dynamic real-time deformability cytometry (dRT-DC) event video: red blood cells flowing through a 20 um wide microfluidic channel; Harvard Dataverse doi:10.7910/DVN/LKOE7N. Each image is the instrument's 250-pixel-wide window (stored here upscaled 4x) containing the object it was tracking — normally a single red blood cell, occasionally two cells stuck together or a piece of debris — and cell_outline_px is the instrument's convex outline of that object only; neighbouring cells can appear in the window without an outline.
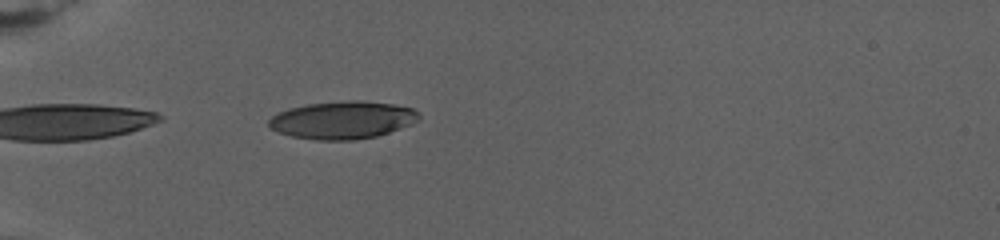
{"species": "human", "species_latin": "Homo sapiens", "temperature_condition": "warm", "stored_images_in_passage": 61, "camera_frame_rate_fps": 3000, "um_per_image_px": 0.085, "donor": {"sex": "female"}, "frame": {"image": 1, "passage_image": 5, "time_ms": 1.333, "image_size_px": [1000, 240], "cell_outline_px": [[420, 116], [416, 120], [408, 124], [388, 132], [376, 136], [352, 140], [316, 140], [292, 136], [268, 128], [268, 120], [276, 112], [288, 108], [308, 104], [352, 100], [356, 100], [392, 104], [412, 108], [420, 112]], "centroid_in_image_um": [29.05, 10.2], "position_along_channel_um": 55.9, "area_um2": 32.66}}
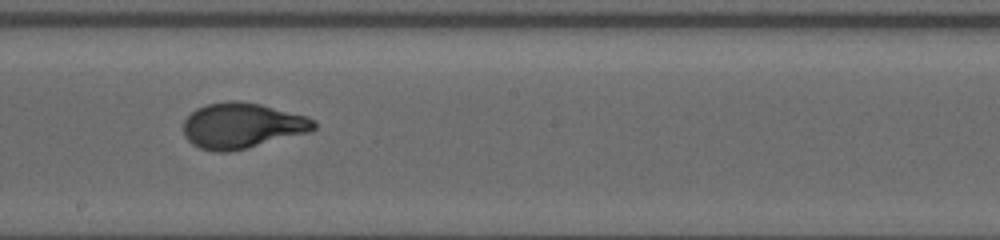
{"frame": {"image": 2, "passage_image": 26, "time_ms": 8.667, "image_size_px": [1000, 240], "cell_outline_px": [[316, 128], [312, 132], [248, 148], [228, 152], [216, 152], [200, 148], [192, 144], [184, 136], [184, 120], [196, 108], [208, 104], [228, 100], [240, 100], [260, 104], [308, 116], [316, 120]], "centroid_in_image_um": [20.61, 10.68], "position_along_channel_um": 227.6, "area_um2": 35.03}}
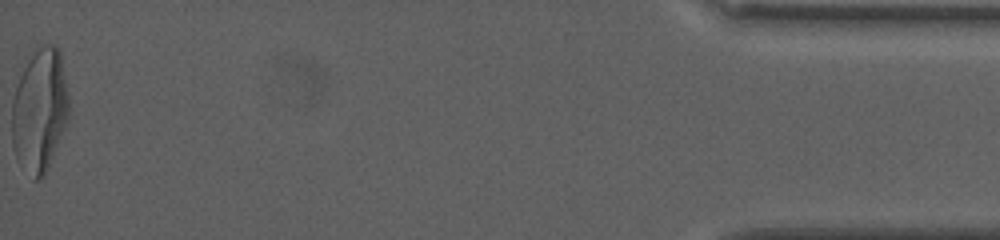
{"frame": {"image": 3, "passage_image": 61, "time_ms": 19.667, "image_size_px": [1000, 240], "cell_outline_px": [[68, 120], [48, 168], [44, 176], [36, 180], [32, 180], [16, 160], [12, 144], [12, 100], [20, 76], [32, 48], [44, 44], [56, 44], [60, 52], [68, 96]], "centroid_in_image_um": [3.35, 9.37], "position_along_channel_um": 431.8, "area_um2": 41.38}, "authors_computed_cell_mechanics": {"area_um2": 33.8708, "velocity_mm_per_s": 2.6146, "shape_relaxation_time_tau1_ms": 7.5715, "shape_relaxation_time_tau2_ms": null, "deformation_change_tau1": 0.2617, "deformation_change_tau2": null}}